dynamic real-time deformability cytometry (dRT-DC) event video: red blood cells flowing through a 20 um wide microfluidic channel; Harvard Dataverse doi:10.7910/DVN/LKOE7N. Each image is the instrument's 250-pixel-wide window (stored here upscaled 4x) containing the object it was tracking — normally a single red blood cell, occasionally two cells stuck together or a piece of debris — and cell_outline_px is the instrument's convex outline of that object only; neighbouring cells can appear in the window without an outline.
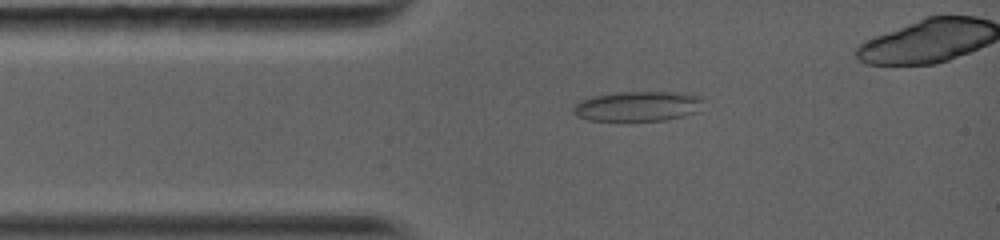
{"species": "common noctule bat (a hibernating species)", "species_latin": "Nyctalus noctula", "temperature_condition": "warm", "stored_images_in_passage": 37, "camera_frame_rate_fps": 5000, "um_per_image_px": 0.085, "animal": {"sex": "female", "body_mass_g": 19.0, "forearm_length_mm": 56.7}, "frame": {"image": 1, "passage_image": 6, "time_ms": 2.0, "image_size_px": [1000, 240], "cell_outline_px": [[704, 100], [696, 112], [684, 116], [668, 120], [588, 120], [576, 116], [572, 112], [572, 108], [580, 100], [592, 96], [616, 92], [672, 92], [696, 96]], "centroid_in_image_um": [54.15, 9.03], "position_along_channel_um": 30.9, "area_um2": 22.54}}
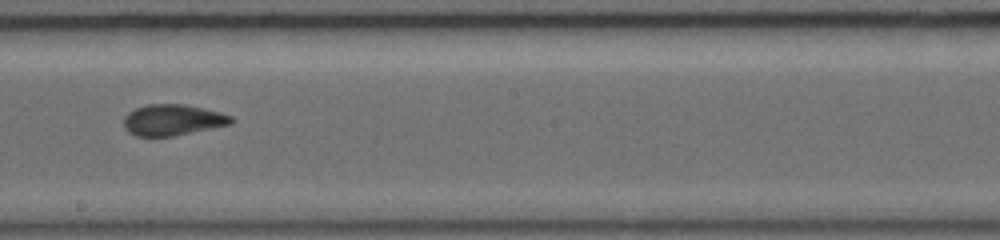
{"frame": {"image": 2, "passage_image": 20, "time_ms": 7.2, "image_size_px": [1000, 240], "cell_outline_px": [[236, 120], [232, 124], [172, 136], [136, 136], [128, 132], [124, 128], [124, 116], [128, 112], [136, 108], [148, 104], [184, 104], [220, 112], [232, 116]], "centroid_in_image_um": [14.68, 10.19], "position_along_channel_um": 233.5, "area_um2": 19.48}}
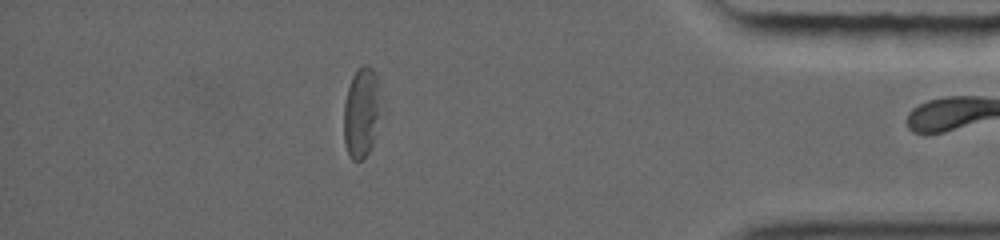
{"frame": {"image": 3, "passage_image": 29, "time_ms": 12.2, "image_size_px": [1000, 240], "cell_outline_px": [[384, 116], [372, 144], [368, 152], [360, 160], [352, 160], [348, 152], [344, 140], [344, 104], [348, 88], [352, 76], [364, 64], [368, 64], [372, 68], [376, 76], [384, 100]], "centroid_in_image_um": [30.82, 9.54], "position_along_channel_um": 404.4, "area_um2": 20.4}, "authors_computed_cell_mechanics": {"area_um2": 20.4034, "velocity_mm_per_s": 4.1531, "shape_relaxation_time_tau1_ms": null, "shape_relaxation_time_tau2_ms": 2.2635, "deformation_change_tau1": null, "deformation_change_tau2": 0.0786}}